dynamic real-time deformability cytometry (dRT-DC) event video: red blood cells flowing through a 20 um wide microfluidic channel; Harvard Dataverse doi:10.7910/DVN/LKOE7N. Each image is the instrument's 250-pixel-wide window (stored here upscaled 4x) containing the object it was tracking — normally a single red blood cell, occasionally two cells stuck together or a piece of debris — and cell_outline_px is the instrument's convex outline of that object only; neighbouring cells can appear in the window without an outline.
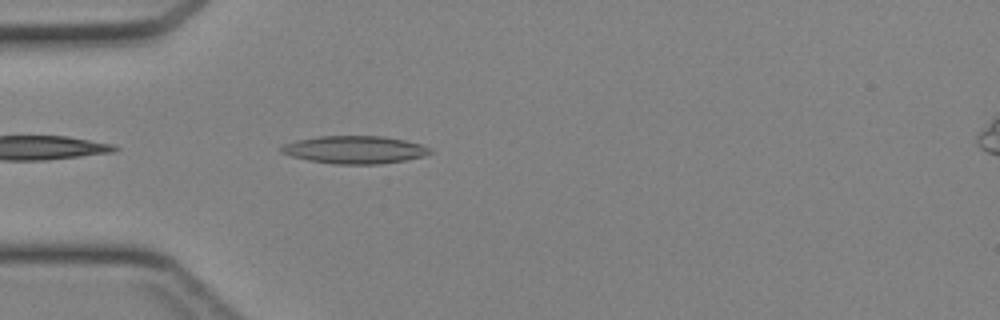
{"species": "Egyptian fruit bat (a non-hibernating species)", "species_latin": "Rousettus aegyptiacus", "temperature_condition": "cold", "stored_images_in_passage": 5, "camera_frame_rate_fps": 3000, "um_per_image_px": 0.085, "animal": {"sex": "female"}, "frame": {"image": 1, "passage_image": 2, "time_ms": 0.333, "image_size_px": [1000, 320], "cell_outline_px": [[432, 152], [424, 156], [404, 160], [380, 164], [336, 164], [308, 160], [292, 156], [280, 152], [280, 148], [284, 144], [296, 140], [320, 136], [384, 136], [404, 140], [420, 144], [432, 148]], "centroid_in_image_um": [30.16, 12.72], "position_along_channel_um": 54.8, "area_um2": 23.99}}